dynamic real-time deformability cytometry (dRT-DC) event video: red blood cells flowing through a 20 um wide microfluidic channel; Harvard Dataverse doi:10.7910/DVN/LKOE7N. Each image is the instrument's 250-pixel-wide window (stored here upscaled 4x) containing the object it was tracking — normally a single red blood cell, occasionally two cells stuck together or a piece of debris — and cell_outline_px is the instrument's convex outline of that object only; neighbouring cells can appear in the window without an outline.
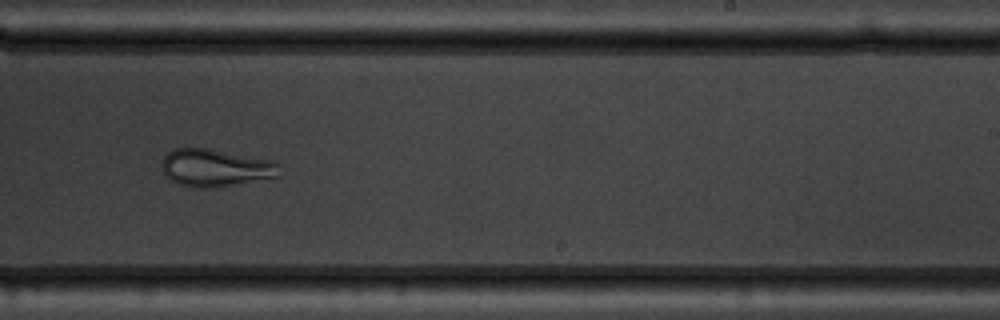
{"species": "common noctule bat (a hibernating species)", "species_latin": "Nyctalus noctula", "temperature_condition": "warm", "stored_images_in_passage": 9, "camera_frame_rate_fps": 3000, "um_per_image_px": 0.085, "animal": {"sex": "male", "body_mass_g": 19.5, "forearm_length_mm": 54.6}, "frame": {"image": 1, "passage_image": 9, "time_ms": 9.0, "image_size_px": [1000, 320], "cell_outline_px": [[280, 176], [220, 188], [192, 188], [180, 184], [164, 176], [160, 164], [164, 156], [172, 148], [208, 148], [276, 160], [280, 164]], "centroid_in_image_um": [18.34, 14.27], "position_along_channel_um": 270.7, "area_um2": 26.53}}